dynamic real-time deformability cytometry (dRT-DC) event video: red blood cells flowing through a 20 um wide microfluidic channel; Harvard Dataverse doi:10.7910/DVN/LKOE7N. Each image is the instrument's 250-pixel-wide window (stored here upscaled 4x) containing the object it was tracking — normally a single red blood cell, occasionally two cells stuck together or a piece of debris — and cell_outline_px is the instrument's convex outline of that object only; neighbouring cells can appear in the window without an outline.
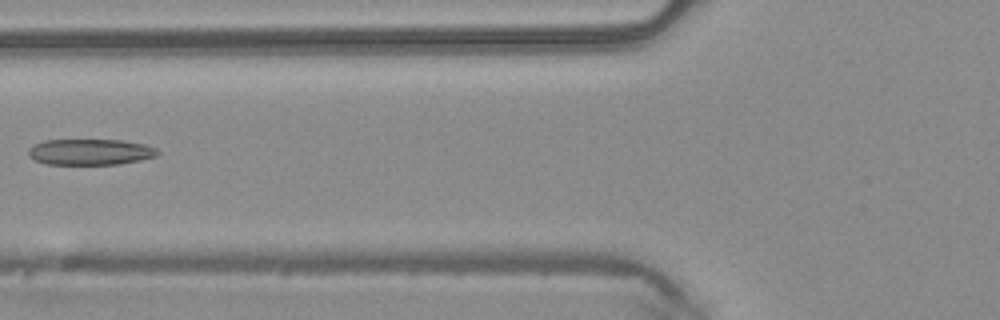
{"species": "common noctule bat (a hibernating species)", "species_latin": "Nyctalus noctula", "temperature_condition": "warm", "stored_images_in_passage": 6, "camera_frame_rate_fps": 3000, "um_per_image_px": 0.085, "animal": {"sex": "male", "body_mass_g": 20.4}, "frame": {"image": 1, "passage_image": 6, "time_ms": 1.667, "image_size_px": [1000, 320], "cell_outline_px": [[160, 152], [156, 156], [140, 160], [116, 164], [48, 164], [32, 160], [28, 156], [28, 148], [32, 144], [44, 140], [120, 140], [144, 144], [156, 148]], "centroid_in_image_um": [7.61, 12.91], "position_along_channel_um": 118.2, "area_um2": 19.65}}